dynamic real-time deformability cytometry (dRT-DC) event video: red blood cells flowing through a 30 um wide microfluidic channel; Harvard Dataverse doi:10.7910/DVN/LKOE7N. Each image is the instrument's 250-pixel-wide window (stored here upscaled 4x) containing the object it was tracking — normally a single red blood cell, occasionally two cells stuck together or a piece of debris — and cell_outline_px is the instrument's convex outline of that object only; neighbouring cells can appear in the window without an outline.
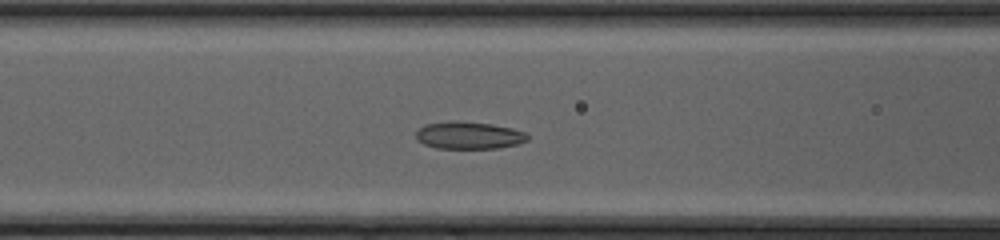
{"species": "common noctule bat (a hibernating species)", "species_latin": "Nyctalus noctula", "temperature_condition": "cold", "stored_images_in_passage": 41, "camera_frame_rate_fps": 3000, "um_per_image_px": 0.085, "animal": {"sex": "female", "body_mass_g": 20.0, "forearm_length_mm": 54.0}, "frame": {"image": 1, "passage_image": 14, "time_ms": 4.333, "image_size_px": [1000, 240], "cell_outline_px": [[528, 140], [516, 144], [500, 148], [436, 148], [424, 144], [416, 140], [416, 132], [424, 124], [448, 120], [456, 120], [492, 124], [512, 128], [528, 132]], "centroid_in_image_um": [39.84, 11.49], "position_along_channel_um": 126.8, "area_um2": 18.03}}
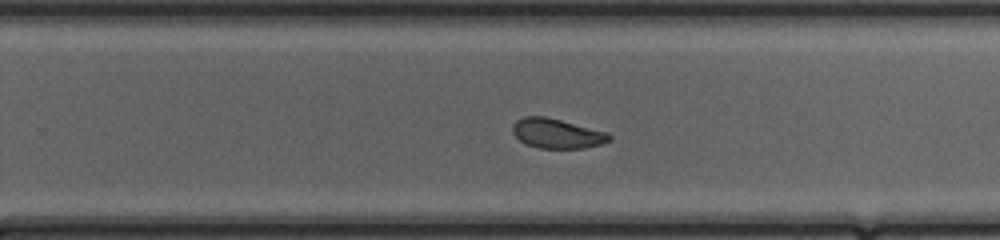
{"frame": {"image": 2, "passage_image": 25, "time_ms": 8.0, "image_size_px": [1000, 240], "cell_outline_px": [[612, 140], [600, 144], [584, 148], [540, 148], [524, 144], [512, 132], [512, 124], [516, 120], [524, 116], [544, 116], [608, 132], [612, 136]], "centroid_in_image_um": [47.33, 11.34], "position_along_channel_um": 282.5, "area_um2": 16.76}}
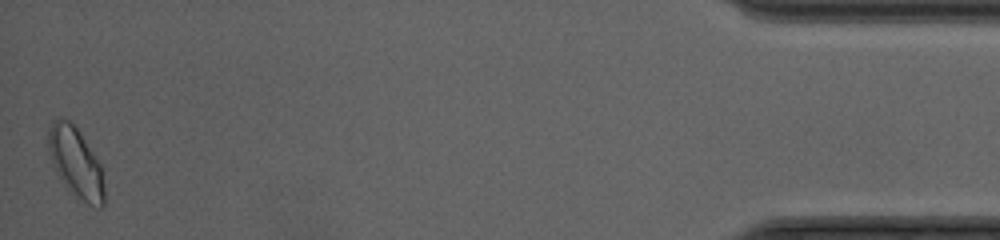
{"frame": {"image": 3, "passage_image": 41, "time_ms": 13.333, "image_size_px": [1000, 240], "cell_outline_px": [[104, 204], [100, 208], [96, 208], [88, 204], [72, 192], [64, 184], [52, 164], [48, 152], [48, 128], [56, 116], [60, 116], [68, 120], [80, 132], [100, 164], [104, 184]], "centroid_in_image_um": [6.42, 13.79], "position_along_channel_um": 428.8, "area_um2": 22.72}, "authors_computed_cell_mechanics": {"area_um2": 17.918, "velocity_mm_per_s": 4.2678, "shape_relaxation_time_tau1_ms": 2.6779, "shape_relaxation_time_tau2_ms": 1.7236, "deformation_change_tau1": 0.1096, "deformation_change_tau2": 0.0787}}